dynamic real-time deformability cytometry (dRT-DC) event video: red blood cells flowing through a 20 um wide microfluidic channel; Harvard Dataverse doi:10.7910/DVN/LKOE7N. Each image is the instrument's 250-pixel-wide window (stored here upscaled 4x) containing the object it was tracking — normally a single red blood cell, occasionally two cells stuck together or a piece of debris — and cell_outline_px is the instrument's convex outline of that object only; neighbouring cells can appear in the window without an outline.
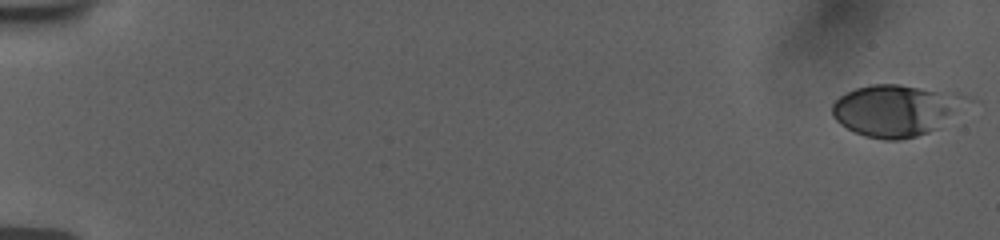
{"species": "human", "species_latin": "Homo sapiens", "temperature_condition": "room temperature", "stored_images_in_passage": 56, "camera_frame_rate_fps": 3000, "um_per_image_px": 0.085, "donor": {"sex": "female"}, "frame": {"image": 1, "passage_image": 1, "time_ms": 0.0, "image_size_px": [1000, 240], "cell_outline_px": [[980, 100], [940, 128], [916, 136], [900, 140], [884, 140], [864, 136], [840, 124], [832, 116], [832, 104], [840, 96], [856, 88], [872, 84], [900, 84], [960, 92], [972, 96]], "centroid_in_image_um": [76.37, 9.35], "position_along_channel_um": 8.6, "area_um2": 42.08}}
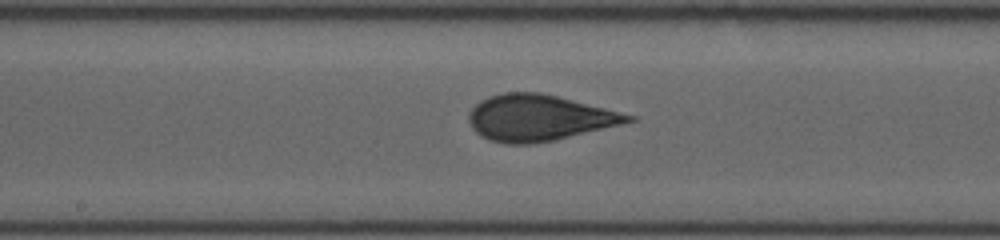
{"frame": {"image": 2, "passage_image": 31, "time_ms": 10.0, "image_size_px": [1000, 240], "cell_outline_px": [[636, 120], [556, 140], [532, 144], [504, 144], [488, 140], [480, 136], [472, 128], [468, 120], [468, 116], [472, 108], [480, 100], [488, 96], [504, 92], [540, 92], [636, 116]], "centroid_in_image_um": [45.75, 10.02], "position_along_channel_um": 202.5, "area_um2": 42.66}}
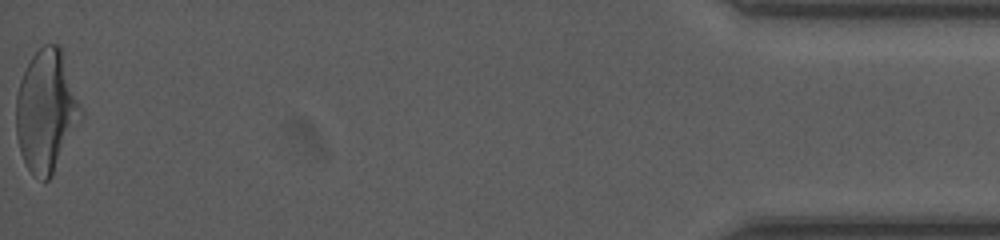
{"frame": {"image": 3, "passage_image": 56, "time_ms": 18.333, "image_size_px": [1000, 240], "cell_outline_px": [[84, 116], [52, 176], [48, 180], [44, 180], [32, 172], [28, 168], [20, 152], [16, 136], [16, 96], [20, 80], [32, 56], [44, 44], [60, 44], [84, 112]], "centroid_in_image_um": [3.96, 9.42], "position_along_channel_um": 431.2, "area_um2": 46.3}, "authors_computed_cell_mechanics": {"area_um2": 41.9339, "velocity_mm_per_s": 3.7781, "shape_relaxation_time_tau1_ms": 4.1309, "shape_relaxation_time_tau2_ms": 0.7177, "deformation_change_tau1": 0.1695, "deformation_change_tau2": 0.0666}}